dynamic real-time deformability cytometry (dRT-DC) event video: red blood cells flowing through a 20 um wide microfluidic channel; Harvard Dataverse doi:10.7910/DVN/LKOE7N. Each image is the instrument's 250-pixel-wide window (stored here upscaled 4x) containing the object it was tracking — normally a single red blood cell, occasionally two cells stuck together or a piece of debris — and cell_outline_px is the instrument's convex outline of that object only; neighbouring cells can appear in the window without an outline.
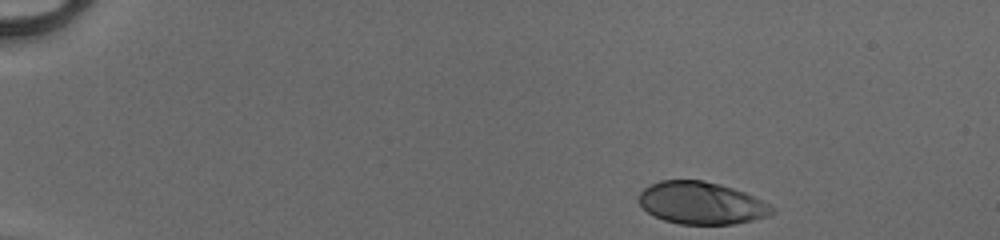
{"species": "human", "species_latin": "Homo sapiens", "temperature_condition": "cold", "stored_images_in_passage": 41, "camera_frame_rate_fps": 3000, "um_per_image_px": 0.085, "donor": {"sex": "male"}, "frame": {"image": 1, "passage_image": 1, "time_ms": 0.0, "image_size_px": [1000, 240], "cell_outline_px": [[776, 212], [768, 216], [752, 220], [732, 224], [680, 224], [664, 220], [648, 212], [636, 200], [640, 192], [644, 188], [660, 180], [704, 180], [720, 184], [744, 192], [776, 208]], "centroid_in_image_um": [59.61, 17.26], "position_along_channel_um": 25.4, "area_um2": 32.77}}
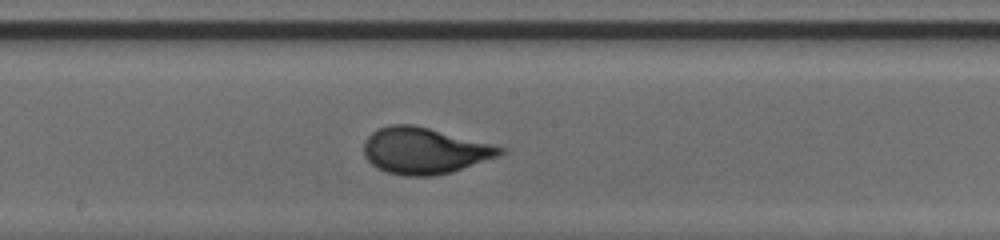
{"frame": {"image": 2, "passage_image": 23, "time_ms": 7.333, "image_size_px": [1000, 240], "cell_outline_px": [[508, 152], [500, 156], [452, 172], [432, 176], [404, 176], [388, 172], [376, 168], [364, 156], [364, 140], [376, 128], [392, 124], [412, 124], [496, 144], [504, 148]], "centroid_in_image_um": [36.11, 12.8], "position_along_channel_um": 212.1, "area_um2": 37.22}}
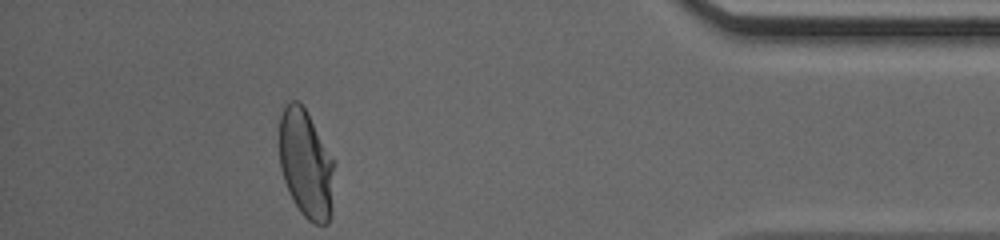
{"frame": {"image": 3, "passage_image": 40, "time_ms": 13.0, "image_size_px": [1000, 240], "cell_outline_px": [[336, 160], [332, 212], [328, 224], [312, 224], [300, 212], [284, 180], [280, 168], [280, 112], [288, 100], [300, 100]], "centroid_in_image_um": [26.05, 13.91], "position_along_channel_um": 409.1, "area_um2": 35.55}, "authors_computed_cell_mechanics": {"area_um2": 34.9112, "velocity_mm_per_s": 4.1466, "shape_relaxation_time_tau1_ms": 3.6111, "shape_relaxation_time_tau2_ms": null, "deformation_change_tau1": 0.1781, "deformation_change_tau2": null}}